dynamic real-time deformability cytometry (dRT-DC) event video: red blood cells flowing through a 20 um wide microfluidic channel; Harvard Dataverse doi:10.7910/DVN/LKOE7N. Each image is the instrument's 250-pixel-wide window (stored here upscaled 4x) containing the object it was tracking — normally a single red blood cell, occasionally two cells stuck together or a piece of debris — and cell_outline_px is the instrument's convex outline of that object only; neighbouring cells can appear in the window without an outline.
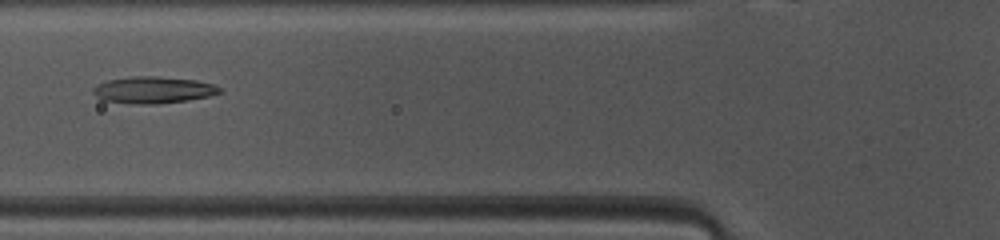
{"species": "common noctule bat (a hibernating species)", "species_latin": "Nyctalus noctula", "temperature_condition": "warm", "stored_images_in_passage": 47, "camera_frame_rate_fps": 3000, "um_per_image_px": 0.085, "animal": {"sex": "female", "body_mass_g": 10.0, "forearm_length_mm": 53.1}, "frame": {"image": 1, "passage_image": 16, "time_ms": 5.0, "image_size_px": [1000, 240], "cell_outline_px": [[224, 88], [220, 92], [208, 96], [188, 100], [156, 104], [136, 104], [104, 100], [96, 96], [92, 92], [92, 88], [96, 84], [108, 80], [132, 76], [156, 76], [196, 80], [212, 84]], "centroid_in_image_um": [13.01, 7.64], "position_along_channel_um": 112.8, "area_um2": 19.71}}
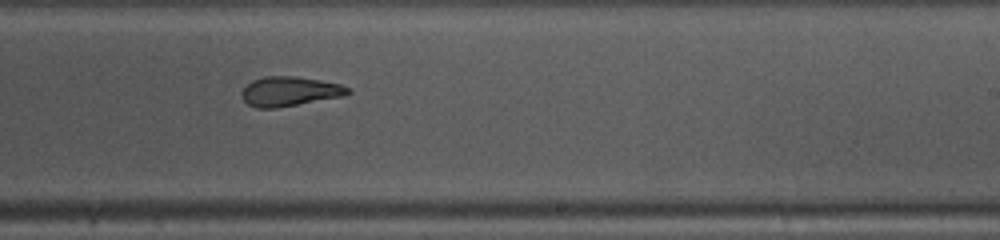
{"frame": {"image": 2, "passage_image": 27, "time_ms": 8.667, "image_size_px": [1000, 240], "cell_outline_px": [[352, 92], [344, 96], [276, 108], [256, 108], [248, 104], [240, 96], [240, 92], [252, 80], [264, 76], [292, 76], [320, 80], [340, 84], [348, 88]], "centroid_in_image_um": [24.59, 7.77], "position_along_channel_um": 264.4, "area_um2": 18.26}}
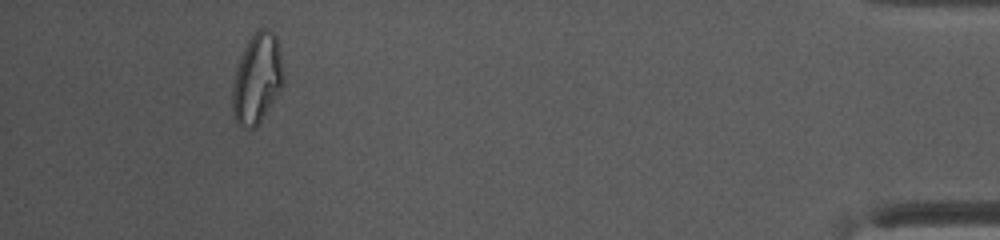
{"frame": {"image": 3, "passage_image": 43, "time_ms": 14.0, "image_size_px": [1000, 240], "cell_outline_px": [[284, 84], [280, 92], [260, 120], [252, 128], [244, 128], [236, 124], [232, 116], [232, 88], [236, 68], [240, 56], [248, 40], [256, 28], [268, 28], [276, 36], [280, 44], [284, 76]], "centroid_in_image_um": [21.86, 6.65], "position_along_channel_um": 413.3, "area_um2": 27.22}, "authors_computed_cell_mechanics": {"area_um2": 20.6346, "velocity_mm_per_s": 4.1321, "shape_relaxation_time_tau1_ms": 4.7221, "shape_relaxation_time_tau2_ms": 2.9695, "deformation_change_tau1": 0.1889, "deformation_change_tau2": 0.1131}}